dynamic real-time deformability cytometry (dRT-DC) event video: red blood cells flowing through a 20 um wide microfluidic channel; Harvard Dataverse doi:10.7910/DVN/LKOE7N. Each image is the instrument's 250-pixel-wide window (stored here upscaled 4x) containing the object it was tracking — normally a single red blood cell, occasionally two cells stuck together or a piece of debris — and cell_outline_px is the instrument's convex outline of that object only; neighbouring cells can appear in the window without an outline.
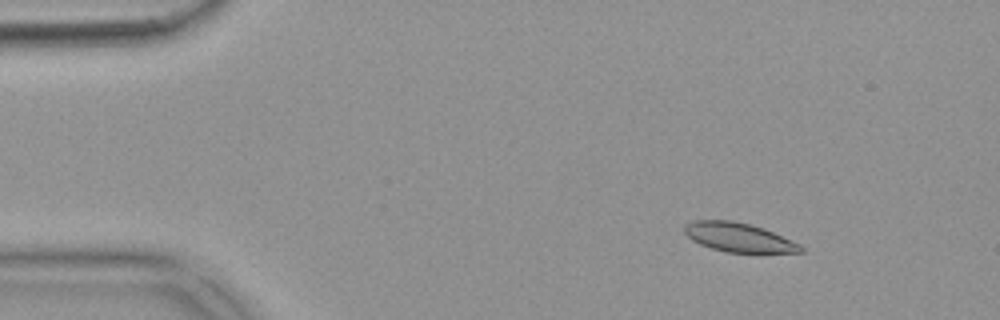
{"species": "common noctule bat (a hibernating species)", "species_latin": "Nyctalus noctula", "temperature_condition": "warm", "stored_images_in_passage": 53, "camera_frame_rate_fps": 3000, "um_per_image_px": 0.085, "animal": {"sex": "female", "body_mass_g": 18.4}, "frame": {"image": 1, "passage_image": 7, "time_ms": 2.0, "image_size_px": [1000, 320], "cell_outline_px": [[804, 252], [756, 256], [724, 252], [700, 244], [692, 240], [684, 232], [684, 224], [692, 220], [732, 220], [752, 224], [764, 228], [800, 244], [804, 248]], "centroid_in_image_um": [62.87, 20.23], "position_along_channel_um": 22.1, "area_um2": 20.87}}
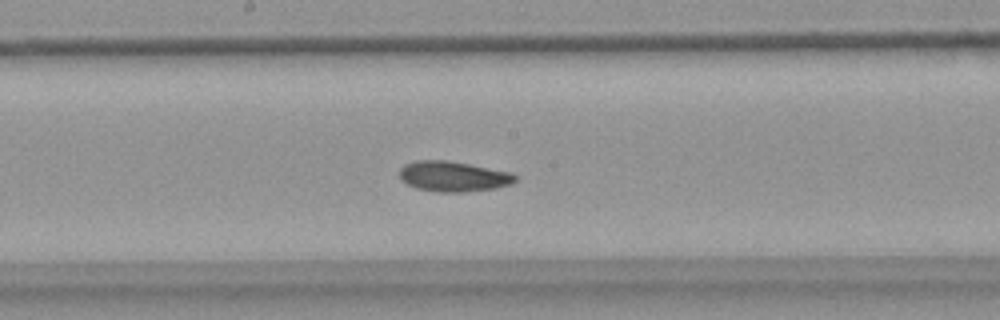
{"frame": {"image": 2, "passage_image": 28, "time_ms": 9.0, "image_size_px": [1000, 320], "cell_outline_px": [[520, 176], [512, 184], [496, 188], [464, 192], [436, 192], [416, 188], [400, 180], [400, 168], [404, 164], [416, 160], [448, 160], [512, 172]], "centroid_in_image_um": [38.55, 14.99], "position_along_channel_um": 209.6, "area_um2": 20.75}}
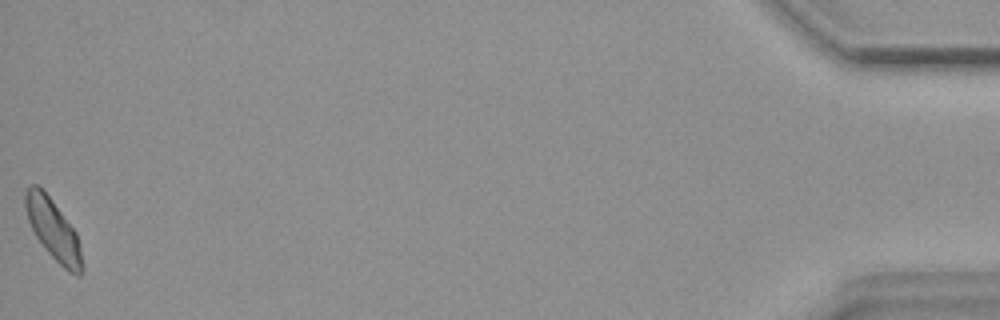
{"frame": {"image": 3, "passage_image": 53, "time_ms": 17.333, "image_size_px": [1000, 320], "cell_outline_px": [[84, 268], [80, 276], [76, 276], [68, 272], [44, 248], [36, 236], [28, 220], [24, 204], [24, 192], [32, 184], [36, 184], [52, 200], [76, 232], [80, 244]], "centroid_in_image_um": [4.55, 19.56], "position_along_channel_um": 430.7, "area_um2": 19.94}, "authors_computed_cell_mechanics": {"area_um2": 20.0566, "velocity_mm_per_s": 3.8195, "shape_relaxation_time_tau1_ms": null, "shape_relaxation_time_tau2_ms": 3.6124, "deformation_change_tau1": null, "deformation_change_tau2": 0.0859}}